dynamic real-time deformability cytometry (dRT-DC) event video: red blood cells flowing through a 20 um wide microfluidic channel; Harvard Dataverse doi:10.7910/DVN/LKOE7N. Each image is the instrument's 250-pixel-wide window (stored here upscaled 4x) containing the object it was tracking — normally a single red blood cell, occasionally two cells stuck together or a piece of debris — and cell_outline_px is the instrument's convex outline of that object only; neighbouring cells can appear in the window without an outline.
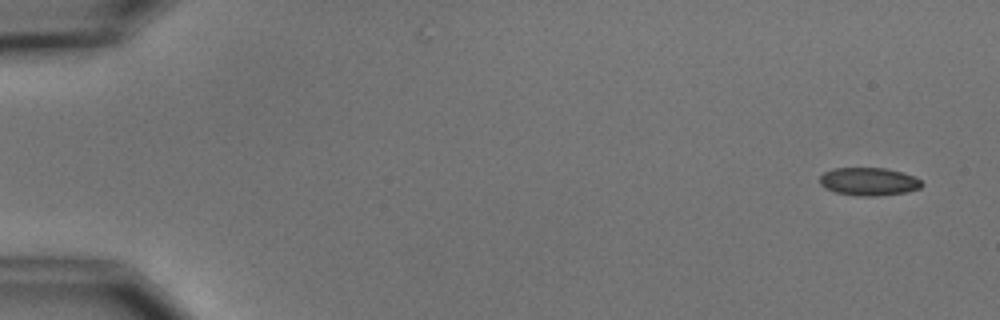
{"species": "common noctule bat (a hibernating species)", "species_latin": "Nyctalus noctula", "temperature_condition": "cold", "stored_images_in_passage": 5, "camera_frame_rate_fps": 3000, "um_per_image_px": 0.085, "animal": {"sex": "male", "body_mass_g": 15.6}, "frame": {"image": 1, "passage_image": 1, "time_ms": 0.0, "image_size_px": [1000, 320], "cell_outline_px": [[924, 184], [920, 188], [904, 192], [876, 196], [860, 196], [836, 192], [824, 188], [820, 184], [820, 176], [824, 172], [832, 168], [884, 168], [900, 172], [912, 176], [920, 180]], "centroid_in_image_um": [73.81, 15.43], "position_along_channel_um": 11.2, "area_um2": 16.47}}
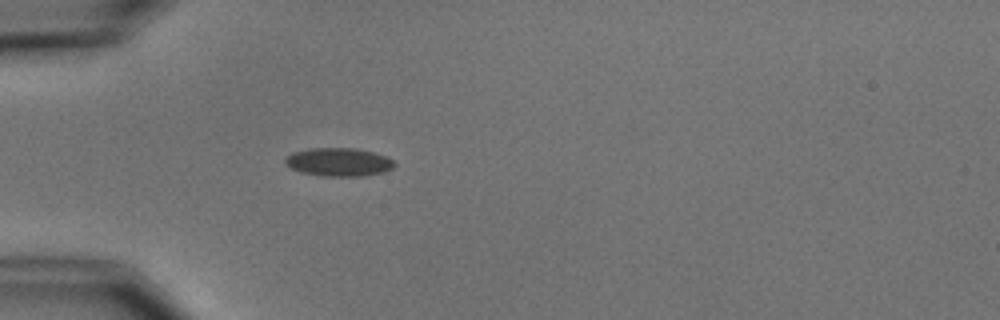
{"frame": {"image": 2, "passage_image": 5, "time_ms": 4.667, "image_size_px": [1000, 320], "cell_outline_px": [[396, 164], [392, 168], [384, 172], [360, 176], [324, 176], [300, 172], [284, 164], [284, 160], [292, 152], [308, 148], [356, 148], [372, 152], [384, 156], [392, 160]], "centroid_in_image_um": [28.76, 13.77], "position_along_channel_um": 56.2, "area_um2": 17.98}}